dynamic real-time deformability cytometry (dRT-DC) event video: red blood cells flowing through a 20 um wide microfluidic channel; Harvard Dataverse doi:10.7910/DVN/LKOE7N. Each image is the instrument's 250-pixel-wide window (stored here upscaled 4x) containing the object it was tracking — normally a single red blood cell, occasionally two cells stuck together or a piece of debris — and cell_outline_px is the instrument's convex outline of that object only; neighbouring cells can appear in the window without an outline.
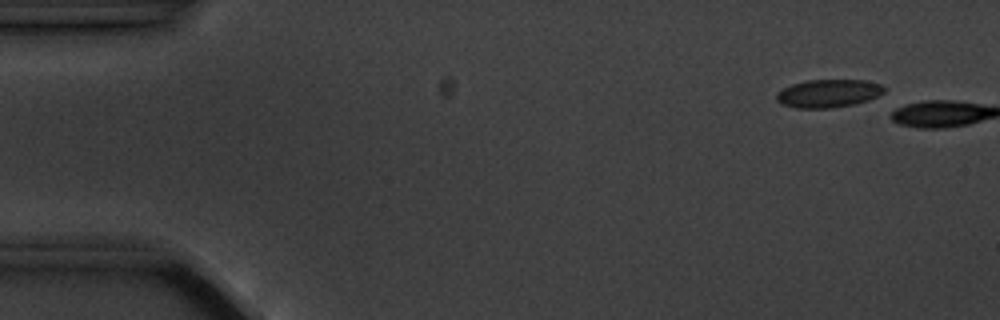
{"species": "common noctule bat (a hibernating species)", "species_latin": "Nyctalus noctula", "temperature_condition": "cold", "stored_images_in_passage": 3, "camera_frame_rate_fps": 3000, "um_per_image_px": 0.085, "animal": {"sex": "male", "body_mass_g": 20.1, "forearm_length_mm": 53.5}, "frame": {"image": 1, "passage_image": 2, "time_ms": 1.0, "image_size_px": [1000, 320], "cell_outline_px": [[888, 88], [884, 92], [868, 100], [852, 104], [828, 108], [796, 108], [780, 104], [776, 100], [776, 92], [792, 84], [808, 80], [864, 80], [880, 84]], "centroid_in_image_um": [70.39, 7.93], "position_along_channel_um": 14.6, "area_um2": 17.57}}